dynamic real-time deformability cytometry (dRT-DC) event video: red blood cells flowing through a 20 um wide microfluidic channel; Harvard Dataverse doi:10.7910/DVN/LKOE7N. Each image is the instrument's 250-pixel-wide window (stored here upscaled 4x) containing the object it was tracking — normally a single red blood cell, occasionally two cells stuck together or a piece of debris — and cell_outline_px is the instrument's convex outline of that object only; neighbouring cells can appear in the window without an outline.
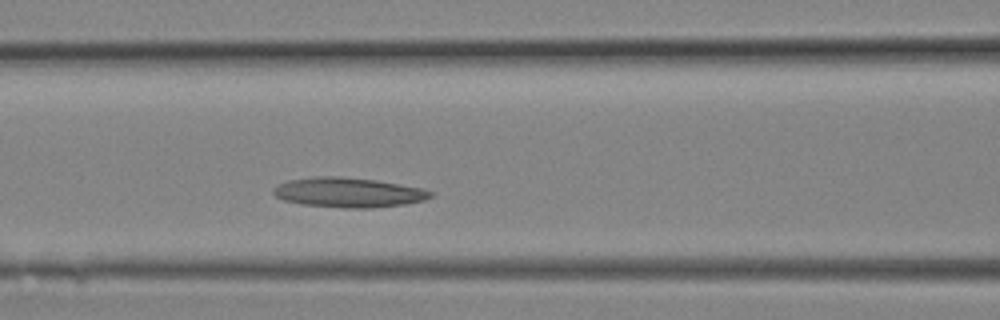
{"species": "Egyptian fruit bat (a non-hibernating species)", "species_latin": "Rousettus aegyptiacus", "temperature_condition": "room temperature", "stored_images_in_passage": 4, "camera_frame_rate_fps": 3000, "um_per_image_px": 0.085, "animal": {"sex": "female"}, "frame": {"image": 1, "passage_image": 4, "time_ms": 1.0, "image_size_px": [1000, 320], "cell_outline_px": [[436, 192], [432, 196], [424, 200], [404, 204], [372, 208], [352, 208], [300, 204], [284, 200], [276, 196], [272, 192], [280, 184], [288, 180], [312, 176], [340, 176], [376, 180], [424, 188]], "centroid_in_image_um": [29.66, 16.35], "position_along_channel_um": 136.9, "area_um2": 27.28}}